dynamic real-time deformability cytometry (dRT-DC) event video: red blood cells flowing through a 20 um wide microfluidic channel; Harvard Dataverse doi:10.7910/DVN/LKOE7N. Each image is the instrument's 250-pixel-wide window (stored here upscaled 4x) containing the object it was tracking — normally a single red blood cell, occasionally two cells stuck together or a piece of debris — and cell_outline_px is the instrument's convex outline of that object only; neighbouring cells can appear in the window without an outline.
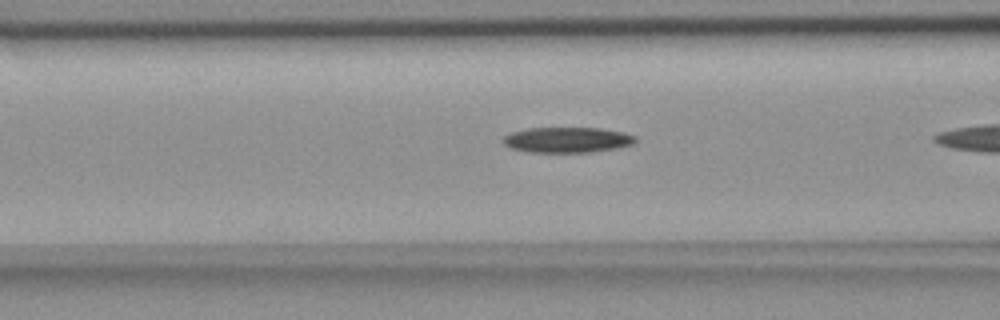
{"species": "common noctule bat (a hibernating species)", "species_latin": "Nyctalus noctula", "temperature_condition": "room temperature", "stored_images_in_passage": 6, "camera_frame_rate_fps": 3000, "um_per_image_px": 0.085, "animal": {"sex": "female", "body_mass_g": 18.4}, "frame": {"image": 1, "passage_image": 4, "time_ms": 1.0, "image_size_px": [1000, 320], "cell_outline_px": [[636, 140], [632, 144], [616, 148], [592, 152], [528, 152], [512, 148], [504, 144], [500, 140], [504, 136], [512, 132], [528, 128], [600, 128], [624, 132], [636, 136]], "centroid_in_image_um": [48.2, 11.88], "position_along_channel_um": 118.4, "area_um2": 19.65}}